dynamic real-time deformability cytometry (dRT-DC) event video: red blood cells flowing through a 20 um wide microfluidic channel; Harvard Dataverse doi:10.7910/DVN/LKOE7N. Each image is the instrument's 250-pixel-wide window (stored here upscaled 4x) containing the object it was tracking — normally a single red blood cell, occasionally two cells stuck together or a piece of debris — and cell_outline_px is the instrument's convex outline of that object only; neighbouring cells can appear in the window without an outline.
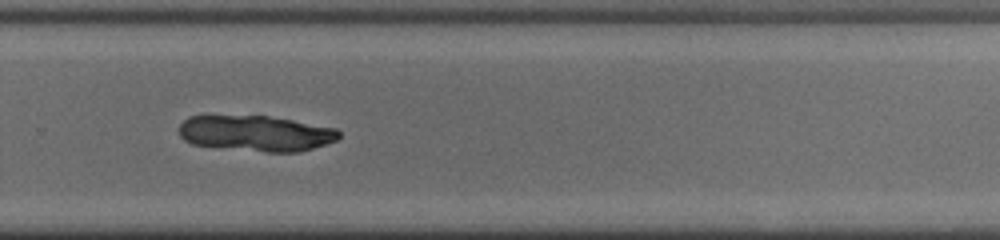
{"species": "common noctule bat (a hibernating species)", "species_latin": "Nyctalus noctula", "temperature_condition": "cold", "stored_images_in_passage": 36, "camera_frame_rate_fps": 3000, "um_per_image_px": 0.085, "animal": {"sex": "male", "body_mass_g": 19.0, "forearm_length_mm": 50.8}, "frame": {"image": 1, "passage_image": 19, "time_ms": 6.0, "image_size_px": [1000, 240], "cell_outline_px": [[340, 136], [336, 140], [300, 152], [268, 152], [192, 144], [184, 140], [180, 136], [180, 124], [188, 116], [268, 116], [292, 120], [336, 128], [340, 132]], "centroid_in_image_um": [21.76, 11.33], "position_along_channel_um": 308.0, "area_um2": 32.95}}
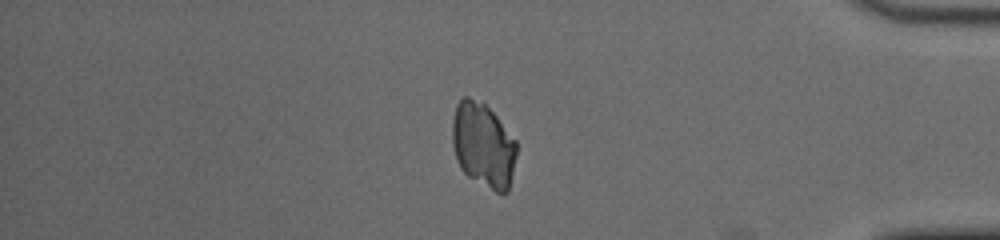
{"frame": {"image": 2, "passage_image": 28, "time_ms": 9.0, "image_size_px": [1000, 240], "cell_outline_px": [[516, 156], [508, 192], [496, 192], [468, 176], [460, 168], [456, 160], [452, 144], [452, 120], [456, 104], [464, 96], [468, 96], [484, 104], [496, 116], [516, 140]], "centroid_in_image_um": [41.05, 12.33], "position_along_channel_um": 394.2, "area_um2": 31.62}}